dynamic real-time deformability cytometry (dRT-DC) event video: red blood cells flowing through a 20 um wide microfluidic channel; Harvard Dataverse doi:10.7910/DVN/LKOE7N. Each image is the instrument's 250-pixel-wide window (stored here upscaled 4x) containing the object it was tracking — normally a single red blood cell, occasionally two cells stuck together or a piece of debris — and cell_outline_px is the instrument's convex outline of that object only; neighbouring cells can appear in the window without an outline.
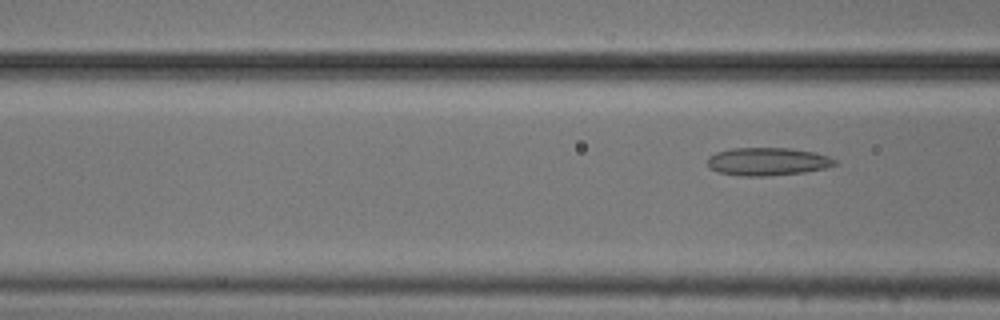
{"species": "common noctule bat (a hibernating species)", "species_latin": "Nyctalus noctula", "temperature_condition": "cold", "stored_images_in_passage": 6, "camera_frame_rate_fps": 3000, "um_per_image_px": 0.085, "animal": {"sex": "male", "body_mass_g": 20.5, "forearm_length_mm": 52.5}, "frame": {"image": 1, "passage_image": 6, "time_ms": 1.667, "image_size_px": [1000, 320], "cell_outline_px": [[840, 164], [824, 168], [804, 172], [768, 176], [740, 176], [720, 172], [708, 168], [708, 156], [716, 152], [732, 148], [788, 148], [816, 152], [828, 156], [836, 160]], "centroid_in_image_um": [65.25, 13.73], "position_along_channel_um": 101.3, "area_um2": 20.87}}